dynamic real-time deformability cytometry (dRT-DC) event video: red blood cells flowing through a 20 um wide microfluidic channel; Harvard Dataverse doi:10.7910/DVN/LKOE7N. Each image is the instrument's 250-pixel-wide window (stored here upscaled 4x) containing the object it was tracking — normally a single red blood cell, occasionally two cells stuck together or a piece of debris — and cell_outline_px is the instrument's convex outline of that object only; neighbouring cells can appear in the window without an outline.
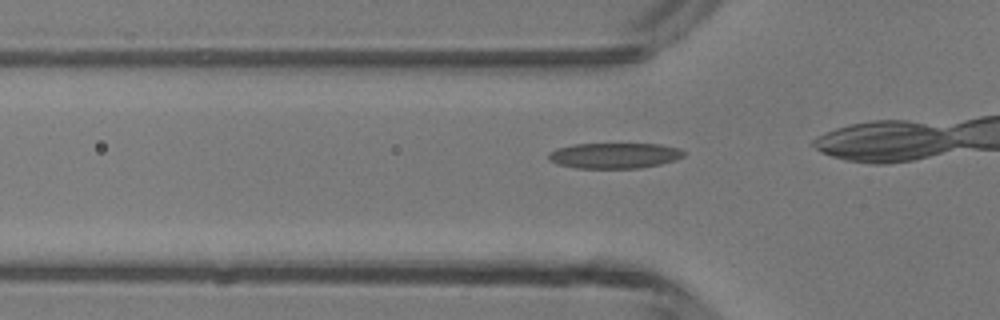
{"species": "common noctule bat (a hibernating species)", "species_latin": "Nyctalus noctula", "temperature_condition": "room temperature", "stored_images_in_passage": 19, "camera_frame_rate_fps": 3000, "um_per_image_px": 0.085, "animal": {"sex": "male", "body_mass_g": 13.3}, "frame": {"image": 1, "passage_image": 11, "time_ms": 3.333, "image_size_px": [1000, 320], "cell_outline_px": [[684, 156], [676, 160], [660, 164], [640, 168], [576, 168], [556, 164], [548, 160], [548, 152], [556, 148], [572, 144], [660, 144], [680, 148], [684, 152]], "centroid_in_image_um": [52.19, 13.22], "position_along_channel_um": 73.6, "area_um2": 20.35}}
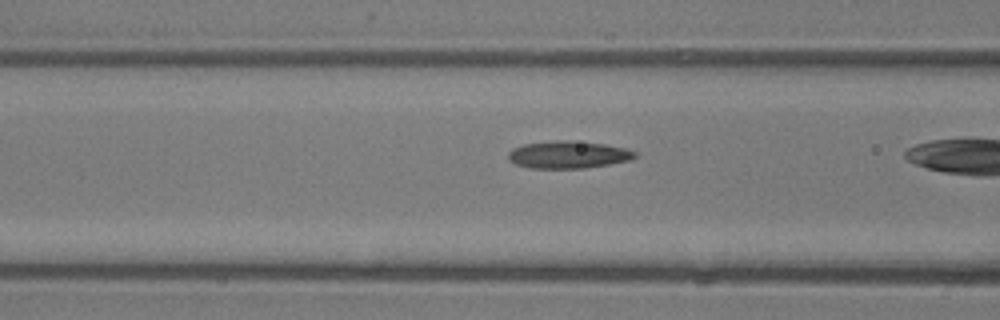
{"frame": {"image": 2, "passage_image": 14, "time_ms": 4.333, "image_size_px": [1000, 320], "cell_outline_px": [[636, 156], [628, 160], [608, 164], [584, 168], [532, 168], [516, 164], [508, 160], [508, 152], [512, 148], [524, 144], [556, 140], [572, 140], [604, 144], [628, 148], [636, 152]], "centroid_in_image_um": [48.28, 13.14], "position_along_channel_um": 118.3, "area_um2": 20.17}}
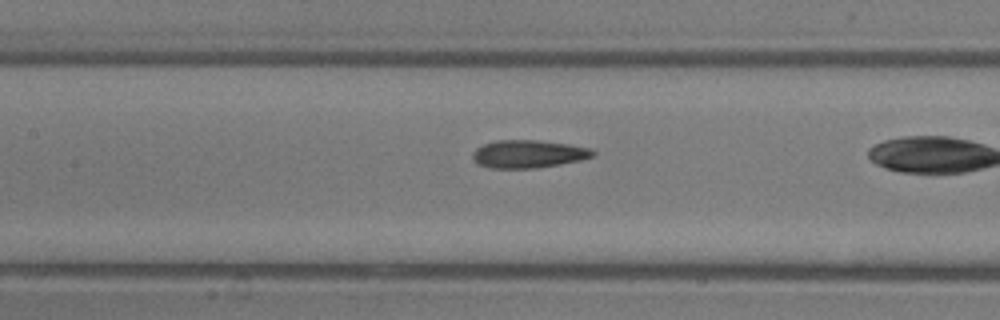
{"frame": {"image": 3, "passage_image": 17, "time_ms": 5.333, "image_size_px": [1000, 320], "cell_outline_px": [[596, 152], [592, 156], [580, 160], [560, 164], [536, 168], [488, 168], [476, 164], [472, 160], [472, 152], [476, 148], [484, 144], [496, 140], [540, 140], [568, 144], [592, 148]], "centroid_in_image_um": [44.87, 13.09], "position_along_channel_um": 162.5, "area_um2": 19.71}}